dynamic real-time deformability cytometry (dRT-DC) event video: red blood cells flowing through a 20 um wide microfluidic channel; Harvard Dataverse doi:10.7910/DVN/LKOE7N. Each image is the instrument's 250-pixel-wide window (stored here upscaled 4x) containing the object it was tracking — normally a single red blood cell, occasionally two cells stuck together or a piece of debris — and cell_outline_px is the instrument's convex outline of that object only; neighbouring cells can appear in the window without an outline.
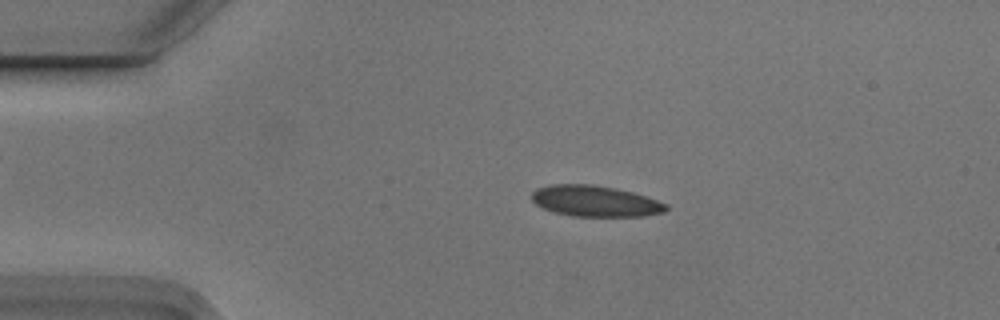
{"species": "Egyptian fruit bat (a non-hibernating species)", "species_latin": "Rousettus aegyptiacus", "temperature_condition": "cold", "stored_images_in_passage": 8, "camera_frame_rate_fps": 3000, "um_per_image_px": 0.085, "animal": {"sex": "male"}, "frame": {"image": 1, "passage_image": 2, "time_ms": 0.333, "image_size_px": [1000, 320], "cell_outline_px": [[668, 208], [664, 212], [644, 216], [572, 216], [556, 212], [544, 208], [536, 204], [532, 200], [532, 192], [536, 188], [552, 184], [592, 184], [616, 188], [632, 192], [668, 204]], "centroid_in_image_um": [50.59, 17.09], "position_along_channel_um": 34.4, "area_um2": 24.16}}
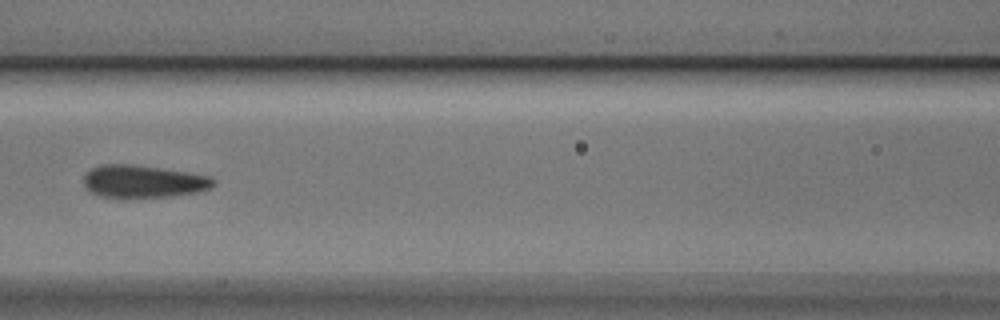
{"frame": {"image": 2, "passage_image": 5, "time_ms": 1.333, "image_size_px": [1000, 320], "cell_outline_px": [[216, 184], [212, 188], [200, 192], [172, 196], [100, 196], [88, 192], [84, 188], [84, 176], [92, 168], [104, 164], [128, 164], [160, 168], [188, 172], [208, 176], [216, 180]], "centroid_in_image_um": [12.21, 15.41], "position_along_channel_um": 154.4, "area_um2": 24.39}}
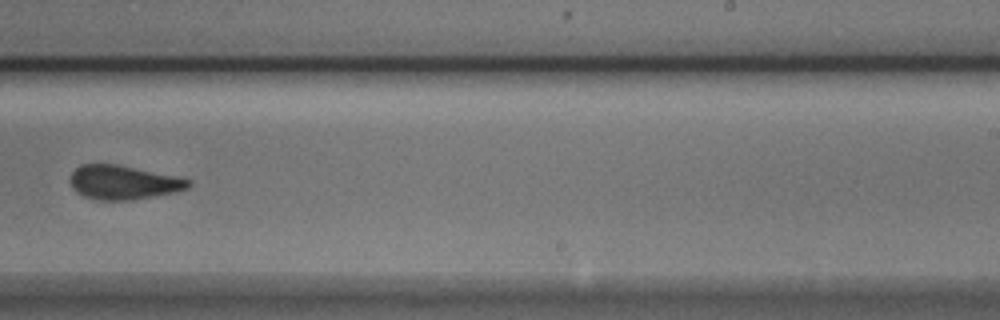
{"frame": {"image": 3, "passage_image": 8, "time_ms": 2.333, "image_size_px": [1000, 320], "cell_outline_px": [[192, 184], [188, 188], [176, 192], [128, 200], [96, 200], [84, 196], [76, 192], [72, 188], [72, 172], [80, 164], [116, 164], [176, 176], [192, 180]], "centroid_in_image_um": [10.5, 15.5], "position_along_channel_um": 278.5, "area_um2": 23.29}}